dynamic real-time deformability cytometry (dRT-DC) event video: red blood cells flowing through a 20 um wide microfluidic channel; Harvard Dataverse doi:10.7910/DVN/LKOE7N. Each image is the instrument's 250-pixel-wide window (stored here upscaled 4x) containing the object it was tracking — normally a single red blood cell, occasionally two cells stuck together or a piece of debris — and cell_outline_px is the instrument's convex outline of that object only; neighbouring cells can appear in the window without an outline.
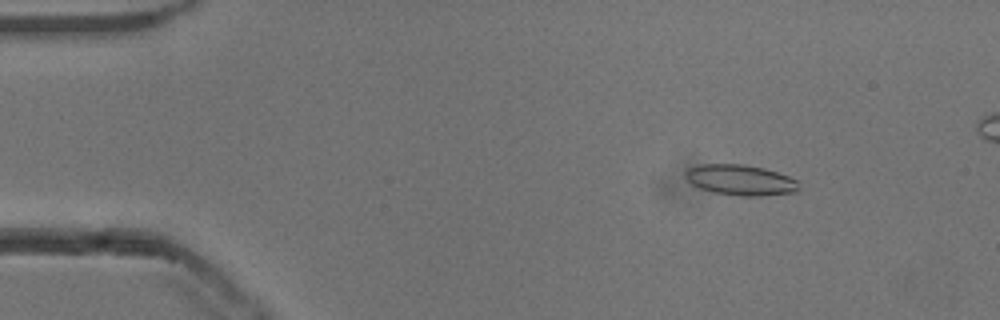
{"species": "common noctule bat (a hibernating species)", "species_latin": "Nyctalus noctula", "temperature_condition": "cold", "stored_images_in_passage": 52, "camera_frame_rate_fps": 3000, "um_per_image_px": 0.085, "animal": {"sex": "male", "body_mass_g": 13.3}, "frame": {"image": 1, "passage_image": 8, "time_ms": 2.333, "image_size_px": [1000, 320], "cell_outline_px": [[800, 192], [760, 196], [740, 196], [712, 192], [700, 188], [692, 184], [684, 176], [684, 172], [688, 168], [700, 164], [744, 164], [764, 168], [788, 176], [796, 180], [800, 188]], "centroid_in_image_um": [62.94, 15.3], "position_along_channel_um": 22.1, "area_um2": 20.4}}
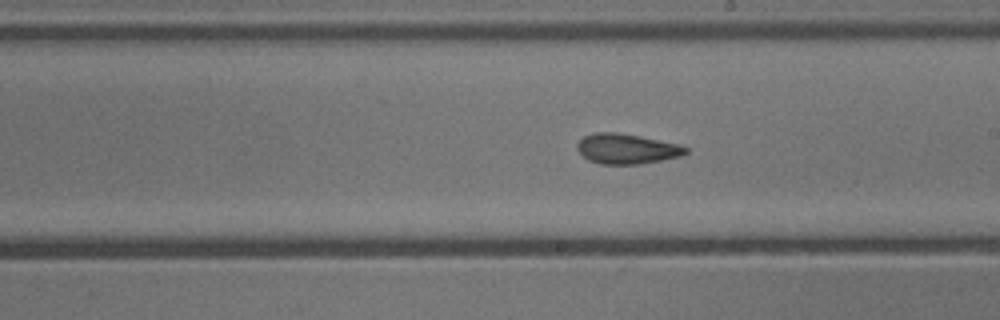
{"frame": {"image": 2, "passage_image": 31, "time_ms": 10.0, "image_size_px": [1000, 320], "cell_outline_px": [[688, 152], [680, 156], [640, 164], [600, 164], [588, 160], [576, 148], [576, 144], [584, 136], [596, 132], [616, 132], [640, 136], [680, 144], [688, 148]], "centroid_in_image_um": [53.27, 12.64], "position_along_channel_um": 235.7, "area_um2": 19.02}}
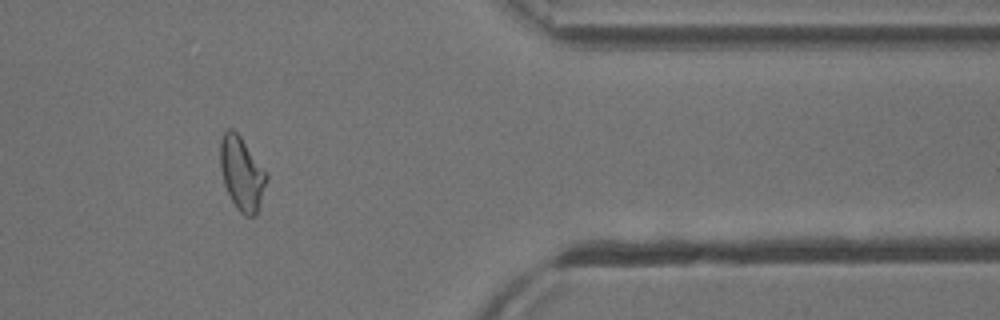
{"frame": {"image": 3, "passage_image": 45, "time_ms": 14.667, "image_size_px": [1000, 320], "cell_outline_px": [[268, 176], [256, 212], [252, 216], [244, 216], [236, 208], [224, 184], [220, 168], [220, 140], [224, 132], [228, 128], [232, 128], [240, 136]], "centroid_in_image_um": [20.51, 14.72], "position_along_channel_um": 390.9, "area_um2": 19.25}, "authors_computed_cell_mechanics": {"area_um2": 19.3052, "velocity_mm_per_s": 3.8391, "shape_relaxation_time_tau1_ms": 4.4512, "shape_relaxation_time_tau2_ms": 2.2467, "deformation_change_tau1": 0.145, "deformation_change_tau2": 0.1043}}